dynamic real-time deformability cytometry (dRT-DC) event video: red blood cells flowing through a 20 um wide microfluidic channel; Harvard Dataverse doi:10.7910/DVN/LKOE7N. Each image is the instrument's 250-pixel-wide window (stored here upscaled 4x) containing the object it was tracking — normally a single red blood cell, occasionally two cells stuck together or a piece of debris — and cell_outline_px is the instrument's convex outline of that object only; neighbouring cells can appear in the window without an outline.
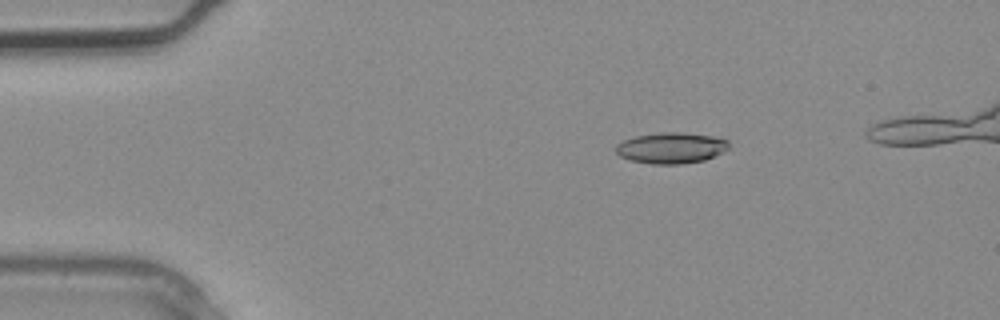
{"species": "common noctule bat (a hibernating species)", "species_latin": "Nyctalus noctula", "temperature_condition": "warm", "stored_images_in_passage": 4, "camera_frame_rate_fps": 3000, "um_per_image_px": 0.085, "animal": {"sex": "male", "body_mass_g": 20.4}, "frame": {"image": 1, "passage_image": 2, "time_ms": 0.333, "image_size_px": [1000, 320], "cell_outline_px": [[728, 148], [724, 152], [704, 160], [680, 164], [652, 164], [632, 160], [620, 156], [616, 152], [616, 144], [624, 140], [636, 136], [664, 132], [684, 132], [712, 136], [728, 140]], "centroid_in_image_um": [57.06, 12.57], "position_along_channel_um": 27.9, "area_um2": 20.29}}